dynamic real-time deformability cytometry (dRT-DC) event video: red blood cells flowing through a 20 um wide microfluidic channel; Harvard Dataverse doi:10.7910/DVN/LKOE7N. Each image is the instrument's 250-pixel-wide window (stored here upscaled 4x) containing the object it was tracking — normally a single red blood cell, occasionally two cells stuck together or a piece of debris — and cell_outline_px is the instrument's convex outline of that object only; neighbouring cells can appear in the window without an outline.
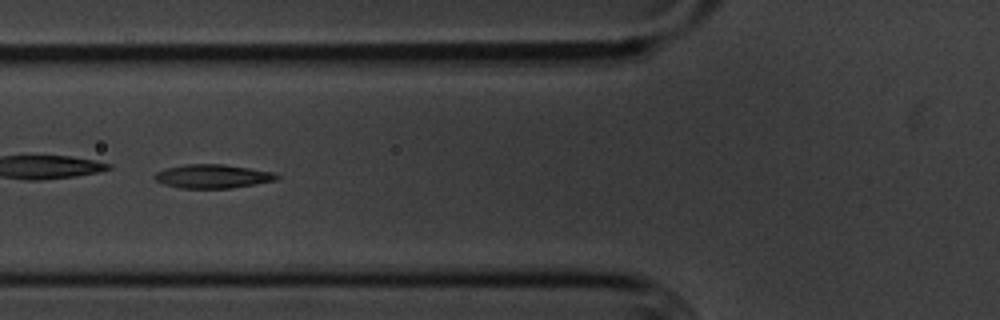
{"species": "common noctule bat (a hibernating species)", "species_latin": "Nyctalus noctula", "temperature_condition": "cold", "stored_images_in_passage": 43, "camera_frame_rate_fps": 3000, "um_per_image_px": 0.085, "animal": {"sex": "male", "body_mass_g": 20.1, "forearm_length_mm": 53.5}, "frame": {"image": 1, "passage_image": 8, "time_ms": 2.333, "image_size_px": [1000, 320], "cell_outline_px": [[280, 176], [276, 180], [232, 188], [180, 188], [164, 184], [156, 180], [152, 176], [156, 172], [164, 168], [184, 164], [224, 164], [272, 172]], "centroid_in_image_um": [18.02, 14.98], "position_along_channel_um": 107.8, "area_um2": 16.88}}
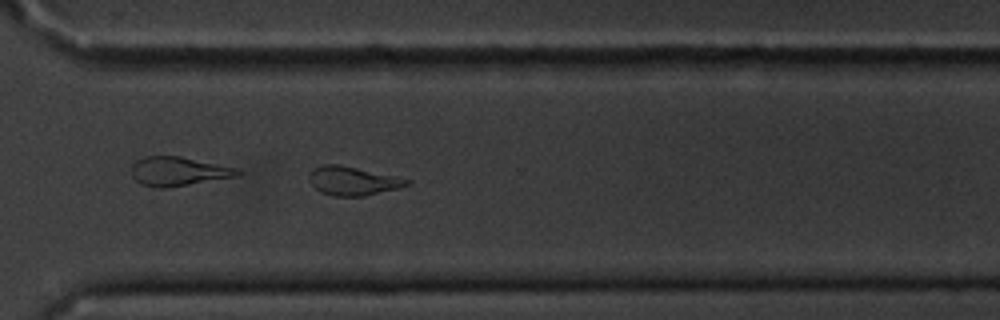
{"frame": {"image": 2, "passage_image": 28, "time_ms": 9.0, "image_size_px": [1000, 320], "cell_outline_px": [[412, 184], [400, 188], [364, 196], [332, 196], [320, 192], [308, 180], [308, 176], [312, 168], [324, 164], [340, 164], [412, 180]], "centroid_in_image_um": [29.99, 15.38], "position_along_channel_um": 340.6, "area_um2": 16.53}}
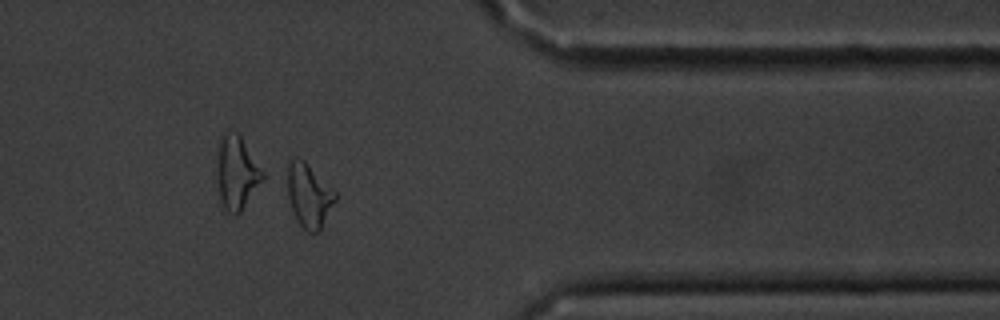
{"frame": {"image": 3, "passage_image": 33, "time_ms": 10.667, "image_size_px": [1000, 320], "cell_outline_px": [[336, 200], [320, 232], [308, 232], [296, 220], [288, 196], [288, 164], [292, 156], [296, 156], [304, 160], [336, 192]], "centroid_in_image_um": [26.27, 16.61], "position_along_channel_um": 385.1, "area_um2": 17.74}, "authors_computed_cell_mechanics": {"area_um2": 16.9932, "velocity_mm_per_s": 3.4919, "shape_relaxation_time_tau1_ms": 6.5573, "shape_relaxation_time_tau2_ms": 4.7422, "deformation_change_tau1": 0.1779, "deformation_change_tau2": 0.1333}}